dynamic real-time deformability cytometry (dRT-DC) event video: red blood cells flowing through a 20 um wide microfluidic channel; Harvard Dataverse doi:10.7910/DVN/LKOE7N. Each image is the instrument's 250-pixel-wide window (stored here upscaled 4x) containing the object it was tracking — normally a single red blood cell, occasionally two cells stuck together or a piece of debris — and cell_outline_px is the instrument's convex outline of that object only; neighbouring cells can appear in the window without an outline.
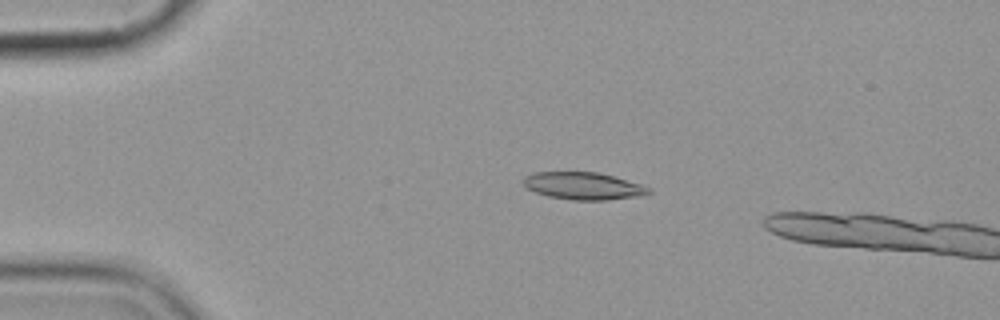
{"species": "common noctule bat (a hibernating species)", "species_latin": "Nyctalus noctula", "temperature_condition": "cold", "stored_images_in_passage": 4, "camera_frame_rate_fps": 3000, "um_per_image_px": 0.085, "animal": {"sex": "female", "body_mass_g": 19.9}, "frame": {"image": 1, "passage_image": 3, "time_ms": 2.333, "image_size_px": [1000, 320], "cell_outline_px": [[652, 192], [644, 196], [608, 200], [572, 200], [548, 196], [536, 192], [528, 188], [524, 184], [524, 176], [536, 172], [596, 172], [612, 176], [640, 184], [652, 188]], "centroid_in_image_um": [49.64, 15.81], "position_along_channel_um": 35.4, "area_um2": 19.94}}